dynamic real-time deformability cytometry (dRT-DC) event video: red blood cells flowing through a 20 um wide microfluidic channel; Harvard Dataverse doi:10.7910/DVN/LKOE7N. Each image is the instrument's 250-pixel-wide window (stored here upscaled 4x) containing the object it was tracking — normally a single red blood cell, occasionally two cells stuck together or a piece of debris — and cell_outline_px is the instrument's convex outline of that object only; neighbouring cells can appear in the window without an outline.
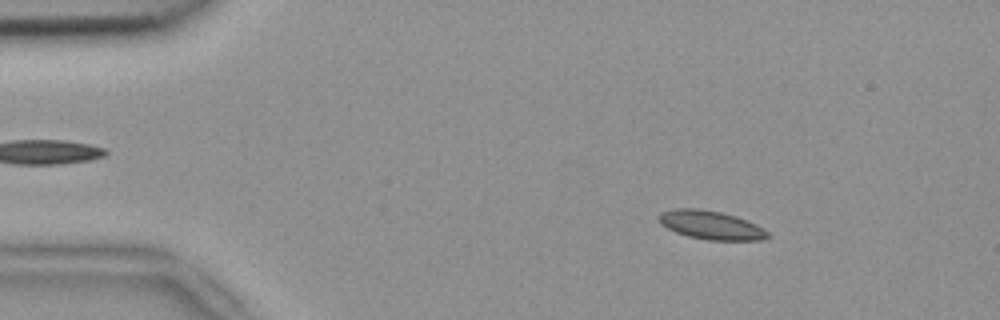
{"species": "common noctule bat (a hibernating species)", "species_latin": "Nyctalus noctula", "temperature_condition": "room temperature", "stored_images_in_passage": 54, "camera_frame_rate_fps": 3000, "um_per_image_px": 0.085, "animal": {"sex": "female", "body_mass_g": 18.4}, "frame": {"image": 1, "passage_image": 8, "time_ms": 2.333, "image_size_px": [1000, 320], "cell_outline_px": [[772, 236], [760, 240], [708, 240], [688, 236], [676, 232], [660, 224], [660, 212], [672, 208], [696, 208], [720, 212], [736, 216], [756, 224], [764, 228]], "centroid_in_image_um": [60.45, 19.13], "position_along_channel_um": 24.6, "area_um2": 18.15}}
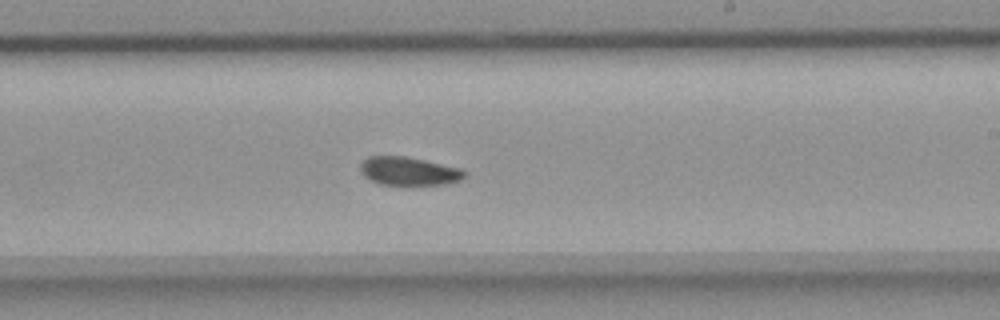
{"frame": {"image": 2, "passage_image": 32, "time_ms": 10.333, "image_size_px": [1000, 320], "cell_outline_px": [[468, 172], [460, 180], [448, 184], [408, 188], [404, 188], [380, 184], [364, 176], [360, 172], [360, 164], [368, 156], [404, 156], [424, 160], [460, 168]], "centroid_in_image_um": [34.76, 14.61], "position_along_channel_um": 254.2, "area_um2": 18.09}}
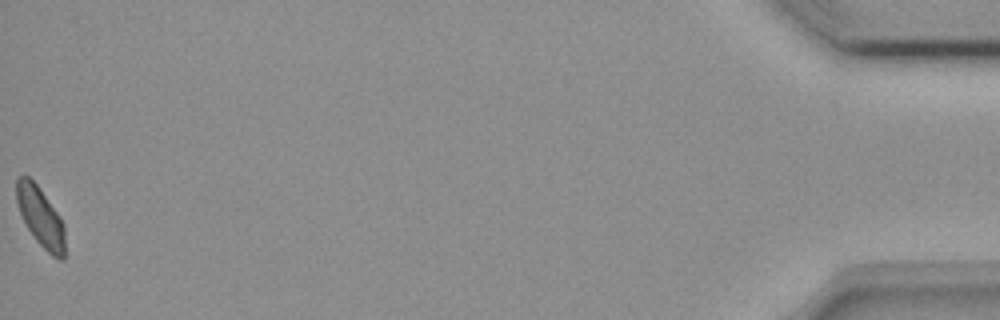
{"frame": {"image": 3, "passage_image": 54, "time_ms": 17.667, "image_size_px": [1000, 320], "cell_outline_px": [[64, 260], [60, 260], [52, 256], [36, 240], [28, 228], [20, 212], [16, 200], [16, 176], [28, 176], [36, 184], [56, 212], [64, 224]], "centroid_in_image_um": [3.43, 18.44], "position_along_channel_um": 431.8, "area_um2": 16.42}, "authors_computed_cell_mechanics": {"area_um2": 17.629, "velocity_mm_per_s": 3.7705, "shape_relaxation_time_tau1_ms": 8.9662, "shape_relaxation_time_tau2_ms": null, "deformation_change_tau1": 0.1326, "deformation_change_tau2": null}}